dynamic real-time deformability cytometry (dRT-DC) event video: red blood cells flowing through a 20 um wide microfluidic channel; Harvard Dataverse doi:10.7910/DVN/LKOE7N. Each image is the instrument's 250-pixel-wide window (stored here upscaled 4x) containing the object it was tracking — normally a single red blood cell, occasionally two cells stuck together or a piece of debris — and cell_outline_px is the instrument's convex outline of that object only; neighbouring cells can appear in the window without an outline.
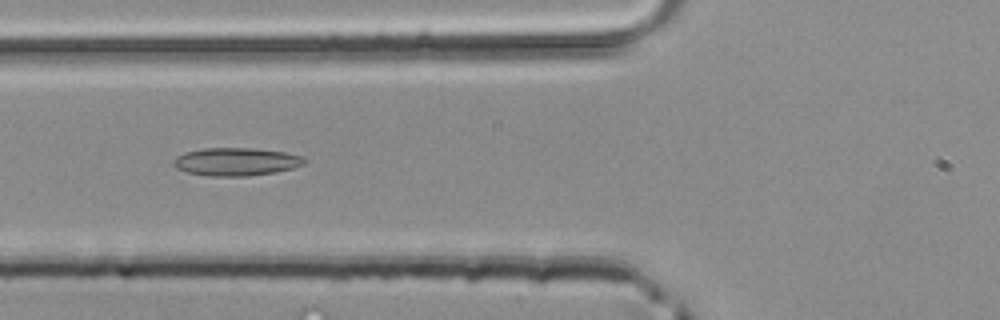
{"species": "common noctule bat (a hibernating species)", "species_latin": "Nyctalus noctula", "temperature_condition": "room temperature", "stored_images_in_passage": 35, "camera_frame_rate_fps": 3000, "um_per_image_px": 0.085, "animal": {"sex": "male", "body_mass_g": 20.4}, "frame": {"image": 1, "passage_image": 8, "time_ms": 2.333, "image_size_px": [1000, 320], "cell_outline_px": [[308, 160], [304, 164], [292, 168], [276, 172], [248, 176], [208, 176], [188, 172], [176, 168], [172, 164], [172, 160], [176, 156], [184, 152], [204, 148], [252, 148], [284, 152], [304, 156]], "centroid_in_image_um": [20.07, 13.74], "position_along_channel_um": 105.7, "area_um2": 21.5}}
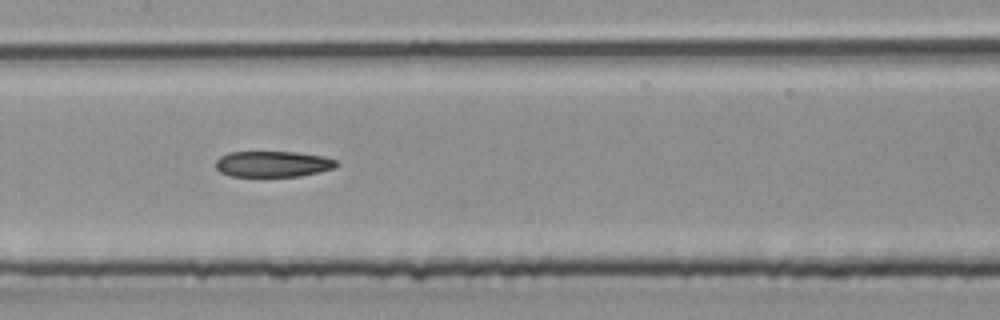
{"frame": {"image": 2, "passage_image": 13, "time_ms": 4.0, "image_size_px": [1000, 320], "cell_outline_px": [[340, 164], [336, 168], [300, 176], [232, 176], [220, 172], [216, 168], [216, 160], [220, 156], [228, 152], [296, 152], [324, 156], [336, 160]], "centroid_in_image_um": [23.22, 13.93], "position_along_channel_um": 184.2, "area_um2": 18.32}}
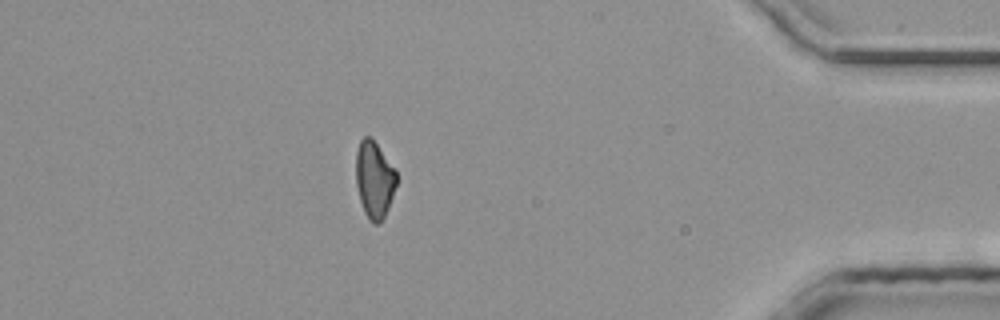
{"frame": {"image": 3, "passage_image": 30, "time_ms": 9.667, "image_size_px": [1000, 320], "cell_outline_px": [[396, 184], [388, 208], [380, 224], [372, 224], [368, 220], [364, 212], [360, 200], [356, 184], [356, 152], [360, 140], [364, 136], [372, 136], [396, 168]], "centroid_in_image_um": [31.82, 15.23], "position_along_channel_um": 403.4, "area_um2": 18.5}}